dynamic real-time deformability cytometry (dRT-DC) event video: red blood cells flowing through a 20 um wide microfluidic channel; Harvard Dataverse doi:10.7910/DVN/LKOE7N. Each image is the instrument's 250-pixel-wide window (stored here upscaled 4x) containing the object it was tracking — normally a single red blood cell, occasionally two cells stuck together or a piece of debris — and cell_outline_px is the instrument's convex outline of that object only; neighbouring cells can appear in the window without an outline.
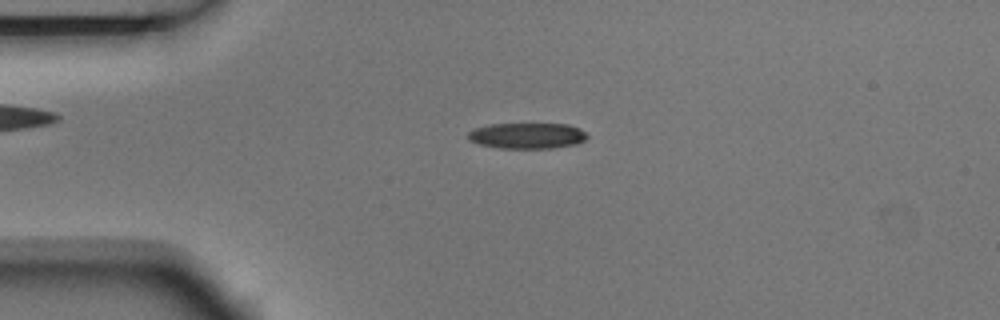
{"species": "Egyptian fruit bat (a non-hibernating species)", "species_latin": "Rousettus aegyptiacus", "temperature_condition": "room temperature", "stored_images_in_passage": 6, "camera_frame_rate_fps": 3000, "um_per_image_px": 0.085, "animal": {"sex": "male"}, "frame": {"image": 1, "passage_image": 3, "time_ms": 0.667, "image_size_px": [1000, 320], "cell_outline_px": [[588, 136], [584, 140], [576, 144], [552, 148], [500, 148], [480, 144], [468, 140], [468, 132], [472, 128], [488, 124], [568, 124], [580, 128]], "centroid_in_image_um": [44.78, 11.53], "position_along_channel_um": 40.2, "area_um2": 17.98}}
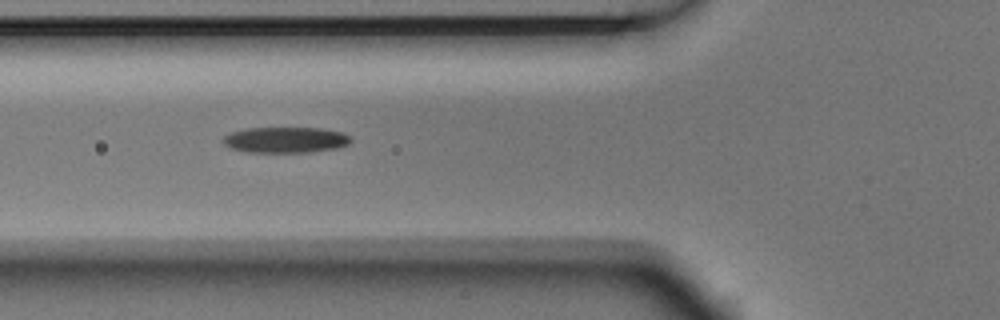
{"frame": {"image": 2, "passage_image": 5, "time_ms": 1.333, "image_size_px": [1000, 320], "cell_outline_px": [[352, 140], [348, 144], [336, 148], [308, 152], [248, 152], [232, 148], [224, 144], [220, 140], [224, 136], [232, 132], [248, 128], [320, 128], [340, 132], [348, 136]], "centroid_in_image_um": [24.23, 11.89], "position_along_channel_um": 101.6, "area_um2": 19.02}}
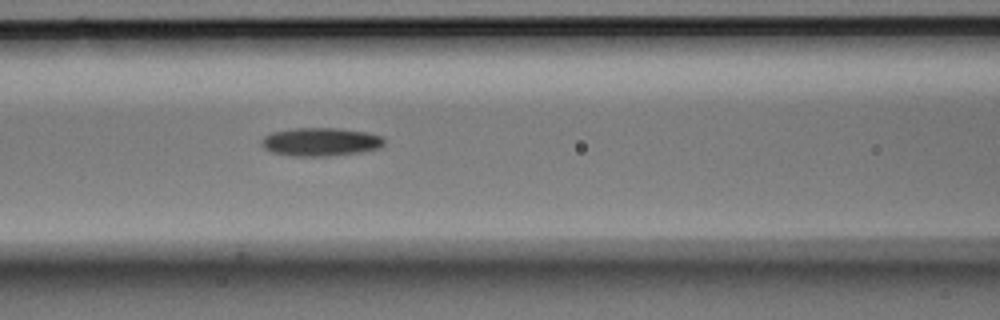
{"frame": {"image": 3, "passage_image": 6, "time_ms": 1.667, "image_size_px": [1000, 320], "cell_outline_px": [[384, 144], [380, 148], [360, 152], [324, 156], [292, 156], [272, 152], [264, 148], [260, 144], [260, 140], [264, 136], [272, 132], [296, 128], [336, 128], [368, 132], [380, 136], [384, 140]], "centroid_in_image_um": [27.22, 12.05], "position_along_channel_um": 139.4, "area_um2": 20.23}}